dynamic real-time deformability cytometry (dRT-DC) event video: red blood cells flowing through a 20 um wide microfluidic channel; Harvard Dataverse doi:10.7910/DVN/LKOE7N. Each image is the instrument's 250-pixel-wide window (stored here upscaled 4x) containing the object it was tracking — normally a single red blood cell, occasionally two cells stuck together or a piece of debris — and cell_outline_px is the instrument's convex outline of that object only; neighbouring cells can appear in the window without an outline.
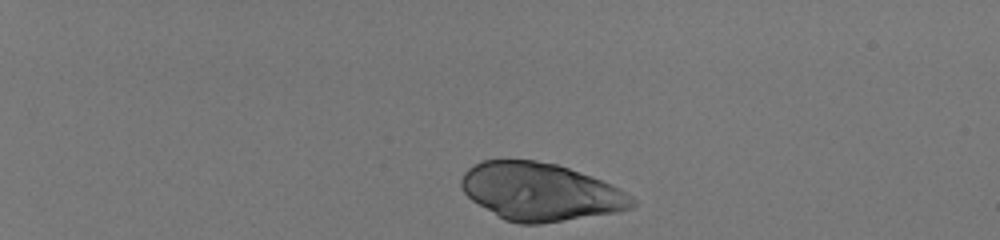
{"species": "human", "species_latin": "Homo sapiens", "temperature_condition": "room temperature", "stored_images_in_passage": 39, "camera_frame_rate_fps": 3000, "um_per_image_px": 0.085, "donor": {"sex": "male"}, "frame": {"image": 1, "passage_image": 1, "time_ms": 0.0, "image_size_px": [1000, 240], "cell_outline_px": [[636, 204], [632, 208], [616, 212], [540, 224], [520, 224], [504, 220], [472, 200], [464, 192], [460, 184], [460, 180], [464, 172], [468, 168], [480, 160], [536, 160], [556, 164], [592, 176], [612, 184], [620, 188], [632, 196], [636, 200]], "centroid_in_image_um": [45.94, 16.3], "position_along_channel_um": 39.1, "area_um2": 57.57}}